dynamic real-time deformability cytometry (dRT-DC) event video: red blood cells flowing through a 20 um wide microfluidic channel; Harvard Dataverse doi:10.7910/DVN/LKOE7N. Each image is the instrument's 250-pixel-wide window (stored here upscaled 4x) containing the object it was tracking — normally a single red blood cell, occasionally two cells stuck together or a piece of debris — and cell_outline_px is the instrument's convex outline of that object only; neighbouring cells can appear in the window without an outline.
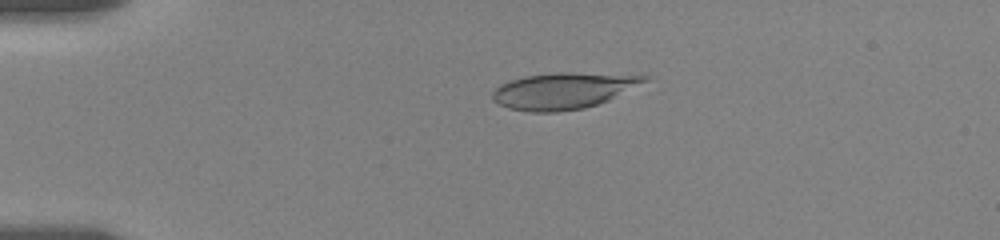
{"species": "human", "species_latin": "Homo sapiens", "temperature_condition": "room temperature", "stored_images_in_passage": 46, "camera_frame_rate_fps": 3000, "um_per_image_px": 0.085, "donor": {"sex": "female"}, "frame": {"image": 1, "passage_image": 2, "time_ms": 0.333, "image_size_px": [1000, 240], "cell_outline_px": [[652, 80], [608, 100], [584, 108], [556, 112], [532, 112], [508, 108], [492, 100], [492, 92], [500, 84], [508, 80], [524, 76], [556, 72], [568, 72], [652, 76]], "centroid_in_image_um": [47.9, 7.7], "position_along_channel_um": 37.1, "area_um2": 32.31}}
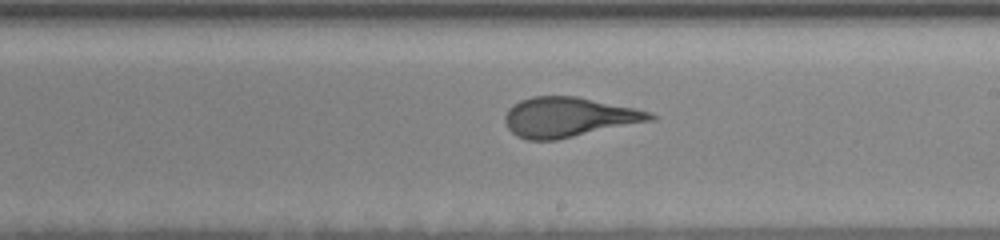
{"frame": {"image": 2, "passage_image": 23, "time_ms": 7.333, "image_size_px": [1000, 240], "cell_outline_px": [[656, 120], [556, 140], [528, 140], [516, 136], [508, 128], [504, 120], [504, 116], [508, 108], [520, 100], [532, 96], [576, 96], [652, 112], [656, 116]], "centroid_in_image_um": [48.33, 9.96], "position_along_channel_um": 240.7, "area_um2": 33.76}}
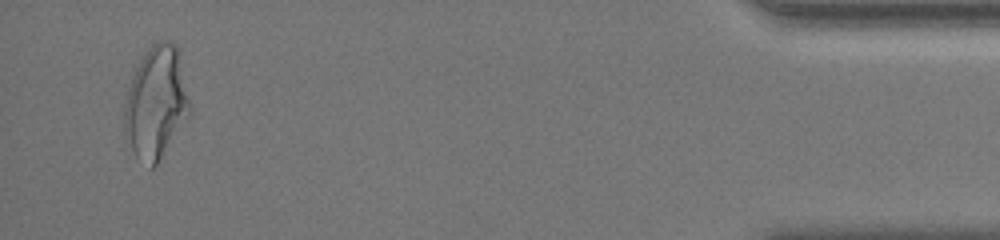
{"frame": {"image": 3, "passage_image": 44, "time_ms": 14.333, "image_size_px": [1000, 240], "cell_outline_px": [[192, 116], [156, 164], [152, 168], [136, 156], [132, 148], [124, 128], [124, 108], [132, 76], [144, 52], [152, 44], [160, 40], [168, 40], [176, 44], [192, 108]], "centroid_in_image_um": [13.32, 8.72], "position_along_channel_um": 421.9, "area_um2": 42.71}, "authors_computed_cell_mechanics": {"area_um2": 33.4662, "velocity_mm_per_s": 3.5549, "shape_relaxation_time_tau1_ms": 6.514, "shape_relaxation_time_tau2_ms": 0.7947, "deformation_change_tau1": 0.2148, "deformation_change_tau2": 0.0876}}